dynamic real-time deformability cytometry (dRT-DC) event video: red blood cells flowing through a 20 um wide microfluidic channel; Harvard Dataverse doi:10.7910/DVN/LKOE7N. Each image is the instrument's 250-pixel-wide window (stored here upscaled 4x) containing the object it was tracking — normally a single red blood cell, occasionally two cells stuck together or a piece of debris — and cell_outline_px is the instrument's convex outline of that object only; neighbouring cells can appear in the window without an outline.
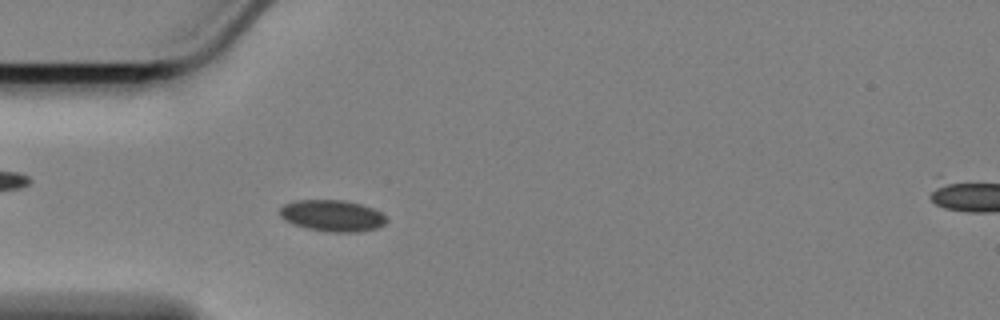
{"species": "Egyptian fruit bat (a non-hibernating species)", "species_latin": "Rousettus aegyptiacus", "temperature_condition": "cold", "stored_images_in_passage": 34, "camera_frame_rate_fps": 3000, "um_per_image_px": 0.085, "animal": {"sex": "female"}, "frame": {"image": 1, "passage_image": 16, "time_ms": 5.0, "image_size_px": [1000, 320], "cell_outline_px": [[388, 220], [384, 224], [376, 228], [356, 232], [328, 232], [308, 228], [292, 224], [284, 220], [280, 216], [280, 208], [284, 204], [296, 200], [344, 200], [360, 204], [372, 208], [388, 216]], "centroid_in_image_um": [28.24, 18.33], "position_along_channel_um": 56.8, "area_um2": 19.59}}
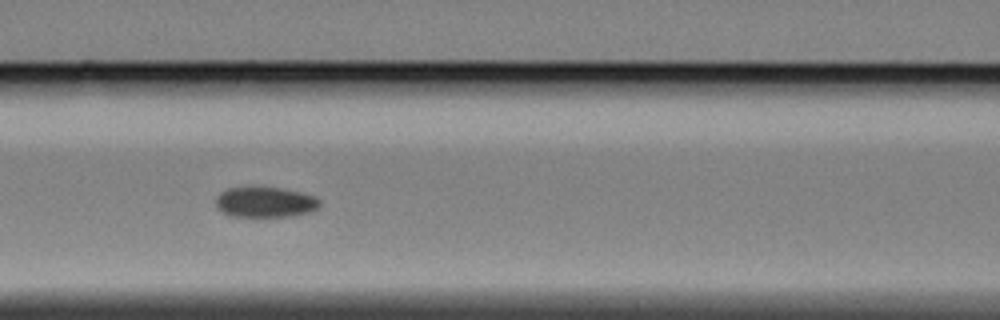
{"frame": {"image": 2, "passage_image": 24, "time_ms": 7.667, "image_size_px": [1000, 320], "cell_outline_px": [[320, 204], [312, 212], [288, 216], [232, 216], [220, 212], [216, 208], [216, 196], [220, 192], [228, 188], [280, 188], [300, 192], [316, 196], [320, 200]], "centroid_in_image_um": [22.53, 17.19], "position_along_channel_um": 144.1, "area_um2": 18.32}}
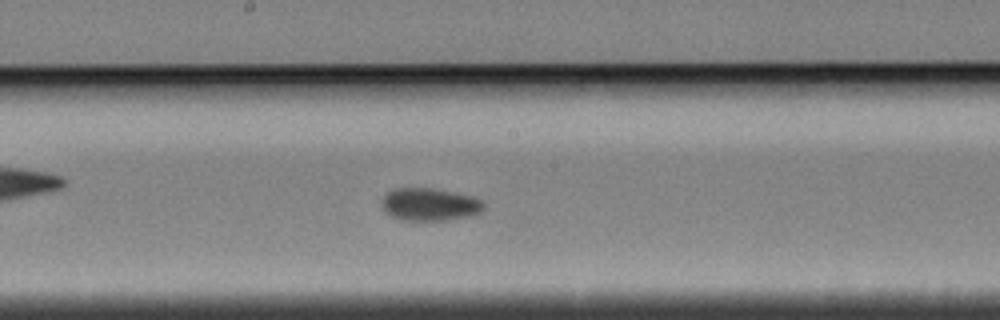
{"frame": {"image": 3, "passage_image": 30, "time_ms": 9.667, "image_size_px": [1000, 320], "cell_outline_px": [[484, 208], [480, 212], [472, 216], [444, 220], [400, 220], [384, 212], [380, 204], [380, 200], [388, 192], [396, 188], [432, 188], [472, 196], [480, 200], [484, 204]], "centroid_in_image_um": [36.48, 17.38], "position_along_channel_um": 211.7, "area_um2": 19.48}}